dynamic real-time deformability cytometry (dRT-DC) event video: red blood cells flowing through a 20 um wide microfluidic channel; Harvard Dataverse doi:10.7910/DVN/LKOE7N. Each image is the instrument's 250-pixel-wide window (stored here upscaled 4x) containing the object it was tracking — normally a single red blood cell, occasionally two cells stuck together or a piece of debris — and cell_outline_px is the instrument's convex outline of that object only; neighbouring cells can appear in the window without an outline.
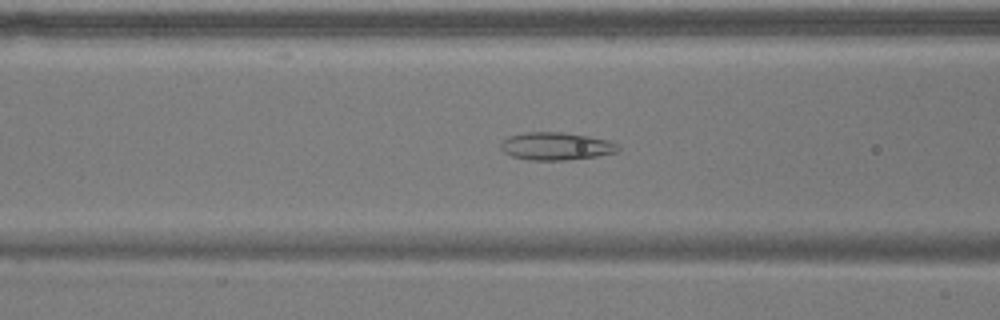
{"species": "common noctule bat (a hibernating species)", "species_latin": "Nyctalus noctula", "temperature_condition": "warm", "stored_images_in_passage": 54, "camera_frame_rate_fps": 3000, "um_per_image_px": 0.085, "animal": {"sex": "male", "body_mass_g": 17.9}, "frame": {"image": 1, "passage_image": 21, "time_ms": 6.667, "image_size_px": [1000, 320], "cell_outline_px": [[620, 148], [616, 152], [596, 156], [564, 160], [532, 160], [512, 156], [504, 152], [500, 148], [500, 144], [508, 136], [524, 132], [564, 132], [588, 136], [608, 140], [616, 144]], "centroid_in_image_um": [47.24, 12.42], "position_along_channel_um": 119.4, "area_um2": 18.84}}
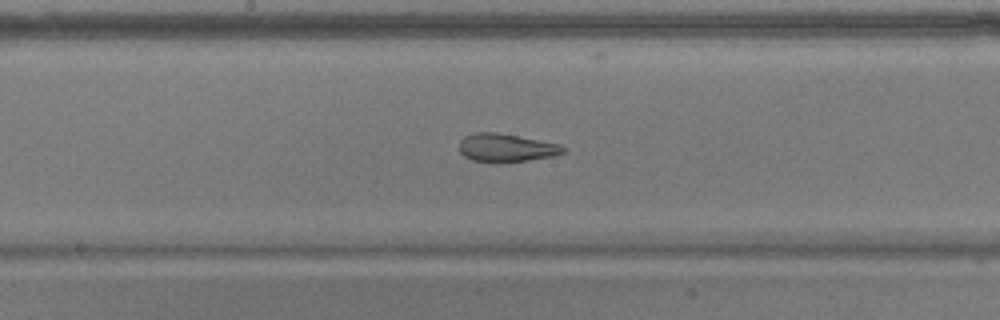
{"frame": {"image": 2, "passage_image": 28, "time_ms": 9.0, "image_size_px": [1000, 320], "cell_outline_px": [[564, 152], [552, 156], [528, 160], [472, 160], [464, 156], [460, 152], [460, 140], [464, 136], [476, 132], [496, 132], [560, 144], [564, 148]], "centroid_in_image_um": [43.0, 12.52], "position_along_channel_um": 205.2, "area_um2": 16.36}}
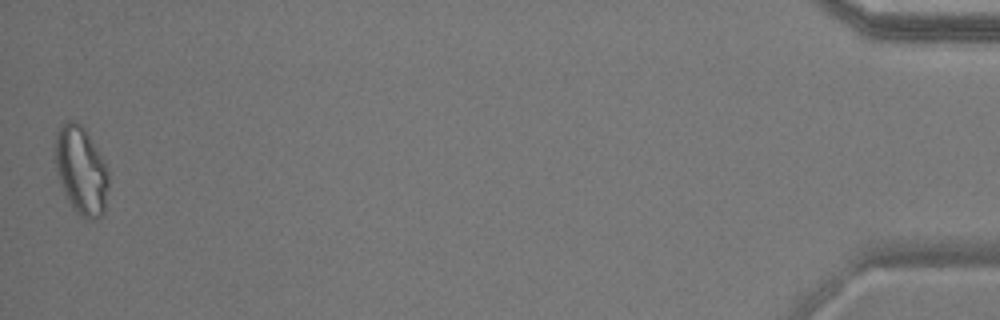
{"frame": {"image": 3, "passage_image": 54, "time_ms": 17.667, "image_size_px": [1000, 320], "cell_outline_px": [[108, 188], [104, 216], [96, 220], [88, 220], [80, 216], [72, 208], [64, 192], [56, 168], [56, 132], [68, 120], [72, 120], [80, 124], [84, 128], [104, 160], [108, 168]], "centroid_in_image_um": [6.93, 14.55], "position_along_channel_um": 428.3, "area_um2": 27.34}, "authors_computed_cell_mechanics": {"area_um2": 21.7039, "velocity_mm_per_s": 3.67, "shape_relaxation_time_tau1_ms": null, "shape_relaxation_time_tau2_ms": 1.6776, "deformation_change_tau1": null, "deformation_change_tau2": 0.0898}}